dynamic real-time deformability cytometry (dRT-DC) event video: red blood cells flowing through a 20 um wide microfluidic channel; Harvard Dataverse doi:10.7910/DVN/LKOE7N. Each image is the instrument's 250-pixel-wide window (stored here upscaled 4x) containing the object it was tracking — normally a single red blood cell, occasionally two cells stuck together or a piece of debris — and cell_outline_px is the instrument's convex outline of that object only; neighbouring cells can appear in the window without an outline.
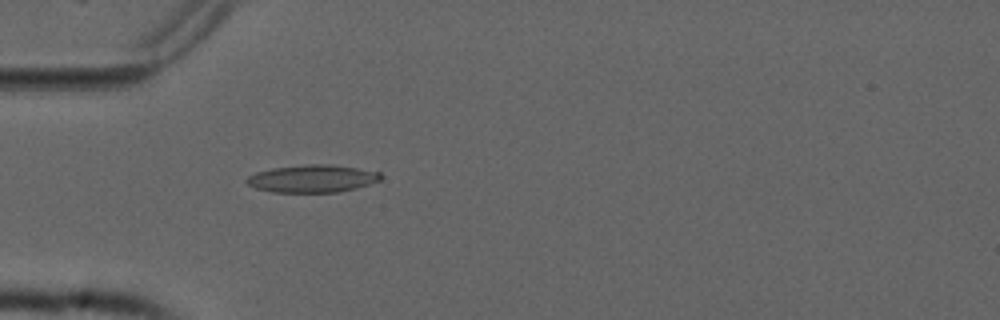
{"species": "common noctule bat (a hibernating species)", "species_latin": "Nyctalus noctula", "temperature_condition": "cold", "stored_images_in_passage": 28, "camera_frame_rate_fps": 3000, "um_per_image_px": 0.085, "animal": {"sex": "male", "forearm_length_mm": 52.5}, "frame": {"image": 1, "passage_image": 16, "time_ms": 5.0, "image_size_px": [1000, 320], "cell_outline_px": [[384, 176], [380, 180], [356, 188], [336, 192], [272, 192], [256, 188], [248, 184], [244, 180], [248, 176], [256, 172], [272, 168], [308, 164], [328, 164], [356, 168], [380, 172]], "centroid_in_image_um": [26.54, 15.18], "position_along_channel_um": 58.5, "area_um2": 21.44}}
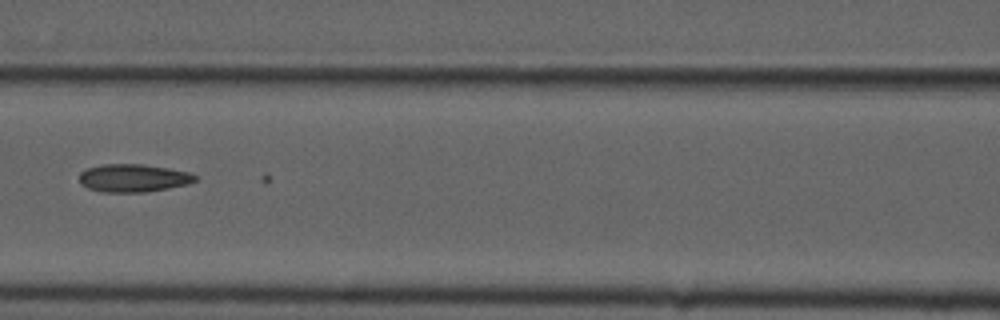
{"frame": {"image": 2, "passage_image": 24, "time_ms": 7.667, "image_size_px": [1000, 320], "cell_outline_px": [[196, 180], [188, 184], [168, 188], [144, 192], [104, 192], [88, 188], [80, 184], [80, 172], [88, 168], [104, 164], [144, 164], [168, 168], [188, 172], [196, 176]], "centroid_in_image_um": [11.32, 15.13], "position_along_channel_um": 155.3, "area_um2": 18.73}}